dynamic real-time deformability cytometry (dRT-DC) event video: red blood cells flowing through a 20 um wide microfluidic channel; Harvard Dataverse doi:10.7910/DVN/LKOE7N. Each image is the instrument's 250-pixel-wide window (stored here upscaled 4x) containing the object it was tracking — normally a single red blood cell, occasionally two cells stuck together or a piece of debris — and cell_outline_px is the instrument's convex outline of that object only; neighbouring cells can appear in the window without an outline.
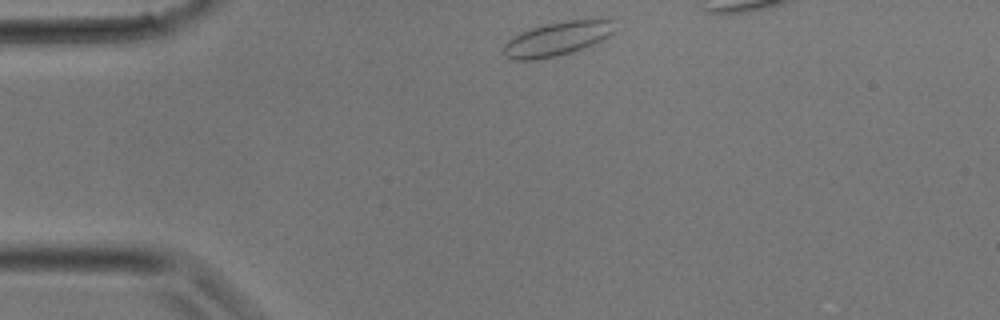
{"species": "common noctule bat (a hibernating species)", "species_latin": "Nyctalus noctula", "temperature_condition": "room temperature", "stored_images_in_passage": 21, "camera_frame_rate_fps": 3000, "um_per_image_px": 0.085, "animal": {"sex": "male", "body_mass_g": 17.9}, "frame": {"image": 1, "passage_image": 1, "time_ms": 0.0, "image_size_px": [1000, 320], "cell_outline_px": [[616, 16], [612, 32], [608, 36], [584, 48], [572, 52], [556, 56], [536, 60], [516, 60], [508, 56], [504, 52], [504, 44], [512, 36], [520, 32], [532, 28], [564, 20], [612, 16]], "centroid_in_image_um": [47.45, 3.24], "position_along_channel_um": 37.5, "area_um2": 22.37}}
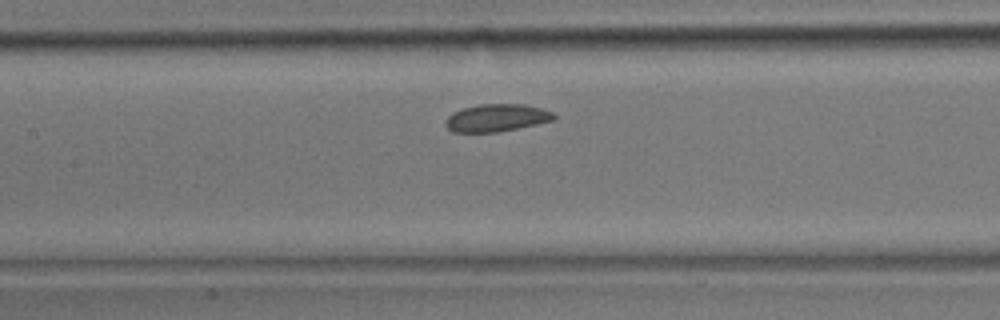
{"frame": {"image": 2, "passage_image": 9, "time_ms": 2.667, "image_size_px": [1000, 320], "cell_outline_px": [[556, 120], [496, 132], [452, 132], [444, 124], [444, 120], [452, 112], [464, 108], [480, 104], [524, 104], [540, 108], [552, 112], [556, 116]], "centroid_in_image_um": [42.19, 10.01], "position_along_channel_um": 165.2, "area_um2": 17.34}}
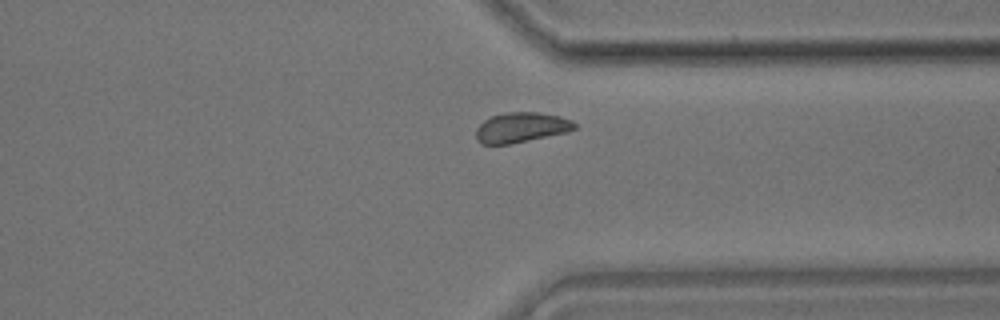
{"frame": {"image": 3, "passage_image": 19, "time_ms": 6.0, "image_size_px": [1000, 320], "cell_outline_px": [[576, 128], [568, 132], [508, 144], [480, 144], [476, 140], [476, 128], [484, 120], [492, 116], [504, 112], [540, 112], [560, 116], [572, 120], [576, 124]], "centroid_in_image_um": [44.3, 10.82], "position_along_channel_um": 367.1, "area_um2": 17.34}}